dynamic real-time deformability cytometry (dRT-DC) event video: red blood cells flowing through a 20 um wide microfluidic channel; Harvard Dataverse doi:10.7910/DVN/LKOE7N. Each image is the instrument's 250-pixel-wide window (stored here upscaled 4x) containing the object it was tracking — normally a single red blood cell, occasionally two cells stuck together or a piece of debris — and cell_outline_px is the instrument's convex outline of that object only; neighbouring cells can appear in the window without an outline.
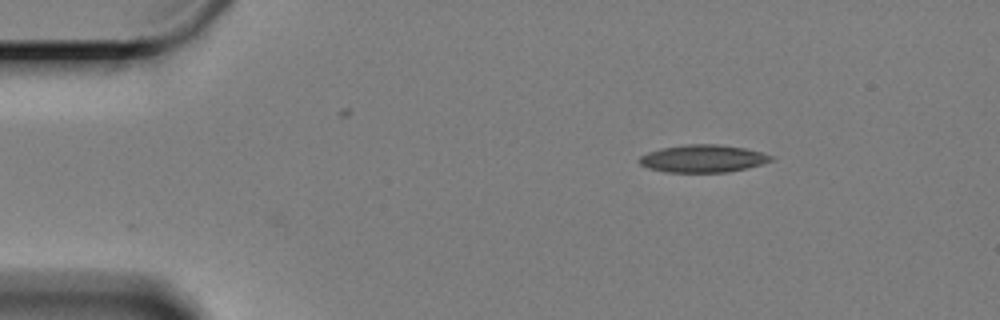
{"species": "Egyptian fruit bat (a non-hibernating species)", "species_latin": "Rousettus aegyptiacus", "temperature_condition": "cold", "stored_images_in_passage": 48, "camera_frame_rate_fps": 3000, "um_per_image_px": 0.085, "animal": {"sex": "female"}, "frame": {"image": 1, "passage_image": 1, "time_ms": 0.0, "image_size_px": [1000, 320], "cell_outline_px": [[772, 160], [760, 164], [728, 172], [664, 172], [648, 168], [640, 164], [636, 160], [640, 156], [648, 152], [660, 148], [684, 144], [720, 144], [744, 148], [760, 152], [772, 156]], "centroid_in_image_um": [59.67, 13.47], "position_along_channel_um": 25.3, "area_um2": 21.1}}
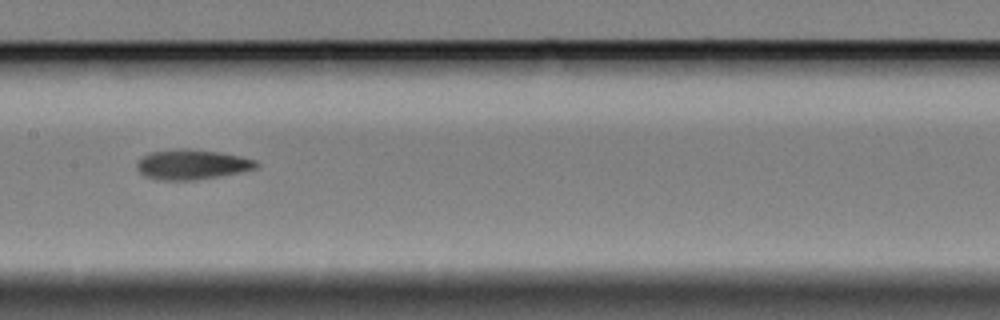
{"frame": {"image": 2, "passage_image": 22, "time_ms": 7.0, "image_size_px": [1000, 320], "cell_outline_px": [[260, 168], [216, 176], [192, 180], [164, 180], [144, 176], [136, 168], [136, 164], [148, 152], [180, 148], [188, 148], [220, 152], [240, 156], [256, 160], [260, 164]], "centroid_in_image_um": [16.33, 13.96], "position_along_channel_um": 191.1, "area_um2": 20.81}}
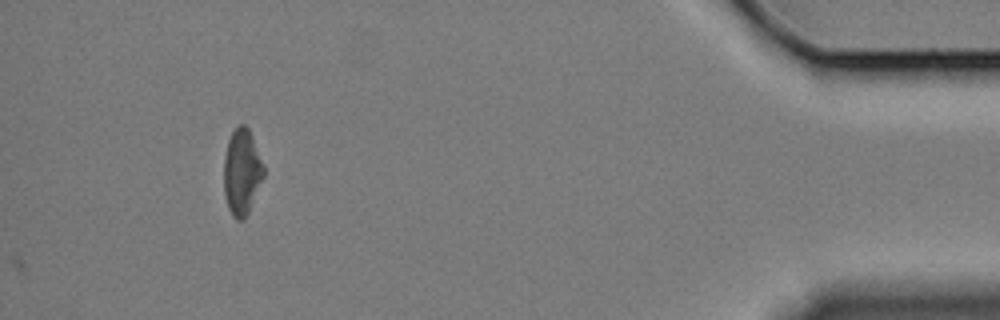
{"frame": {"image": 3, "passage_image": 48, "time_ms": 15.667, "image_size_px": [1000, 320], "cell_outline_px": [[264, 176], [248, 212], [244, 220], [236, 220], [232, 216], [228, 208], [224, 196], [224, 156], [228, 140], [232, 132], [240, 124], [244, 124], [248, 128], [264, 164]], "centroid_in_image_um": [20.55, 14.63], "position_along_channel_um": 414.7, "area_um2": 19.94}, "authors_computed_cell_mechanics": {"area_um2": 20.4034, "velocity_mm_per_s": 3.2919, "shape_relaxation_time_tau1_ms": 5.654, "shape_relaxation_time_tau2_ms": 5.4872, "deformation_change_tau1": 0.1542, "deformation_change_tau2": 0.1412}}